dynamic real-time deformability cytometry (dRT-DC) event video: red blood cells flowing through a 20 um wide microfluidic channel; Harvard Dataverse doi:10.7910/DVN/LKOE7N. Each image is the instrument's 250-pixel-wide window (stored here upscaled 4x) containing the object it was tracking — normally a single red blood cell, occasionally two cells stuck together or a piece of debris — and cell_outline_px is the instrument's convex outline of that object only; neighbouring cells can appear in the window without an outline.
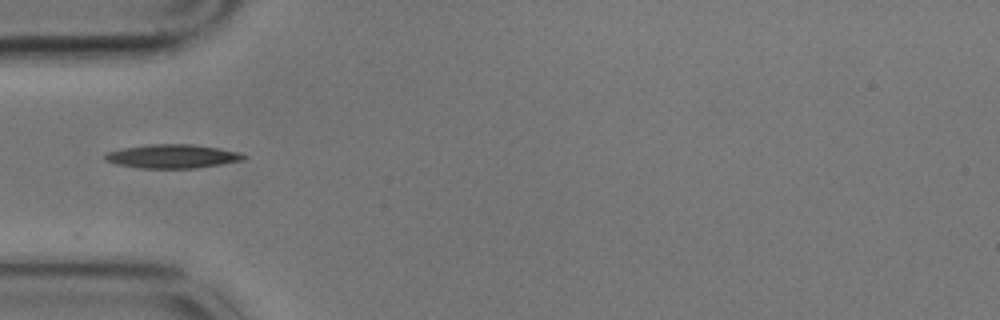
{"species": "common noctule bat (a hibernating species)", "species_latin": "Nyctalus noctula", "temperature_condition": "cold", "stored_images_in_passage": 4, "camera_frame_rate_fps": 3000, "um_per_image_px": 0.085, "animal": {"sex": "male", "body_mass_g": 17.9}, "frame": {"image": 1, "passage_image": 1, "time_ms": 0.0, "image_size_px": [1000, 320], "cell_outline_px": [[248, 156], [244, 160], [196, 168], [136, 168], [116, 164], [104, 160], [104, 152], [124, 148], [152, 144], [192, 144], [220, 148], [240, 152]], "centroid_in_image_um": [14.65, 13.28], "position_along_channel_um": 70.4, "area_um2": 19.36}}
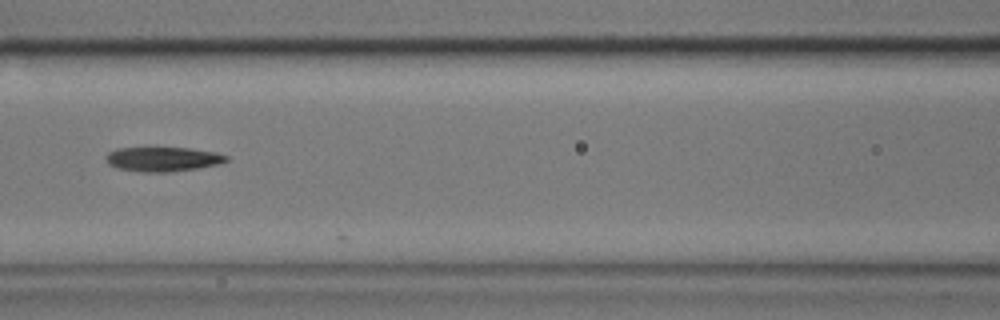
{"frame": {"image": 2, "passage_image": 3, "time_ms": 0.667, "image_size_px": [1000, 320], "cell_outline_px": [[228, 160], [220, 164], [200, 168], [172, 172], [144, 172], [116, 168], [108, 164], [104, 156], [108, 152], [116, 148], [188, 148], [216, 152], [228, 156]], "centroid_in_image_um": [13.84, 13.53], "position_along_channel_um": 152.8, "area_um2": 17.34}}